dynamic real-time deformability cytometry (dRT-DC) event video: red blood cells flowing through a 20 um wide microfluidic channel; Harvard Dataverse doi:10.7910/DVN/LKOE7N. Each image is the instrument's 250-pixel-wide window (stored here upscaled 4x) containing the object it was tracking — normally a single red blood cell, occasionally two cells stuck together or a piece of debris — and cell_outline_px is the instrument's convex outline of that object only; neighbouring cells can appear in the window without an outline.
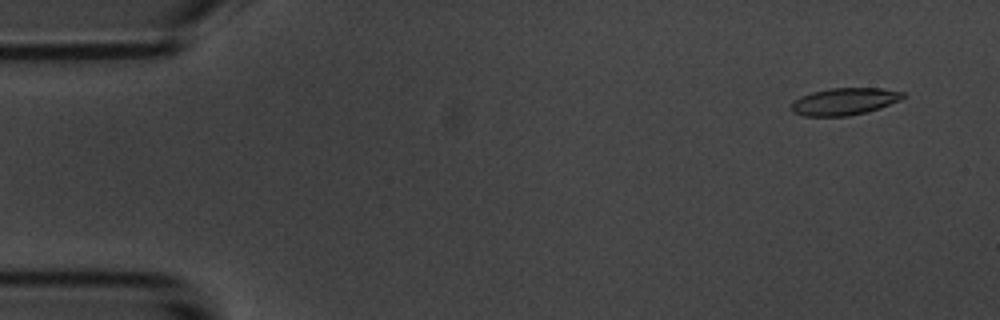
{"species": "common noctule bat (a hibernating species)", "species_latin": "Nyctalus noctula", "temperature_condition": "room temperature", "stored_images_in_passage": 4, "segment_of_instrument_passage": [2, 2], "camera_frame_rate_fps": 3000, "um_per_image_px": 0.085, "animal": {"sex": "male", "body_mass_g": 20.1, "forearm_length_mm": 53.5}, "frame": {"image": 1, "passage_image": 4, "time_ms": 4.333, "image_size_px": [1000, 320], "cell_outline_px": [[908, 96], [900, 100], [880, 108], [868, 112], [848, 116], [804, 116], [792, 112], [792, 104], [800, 96], [812, 92], [828, 88], [880, 88], [904, 92]], "centroid_in_image_um": [71.81, 8.62], "position_along_channel_um": 13.2, "area_um2": 17.74}}